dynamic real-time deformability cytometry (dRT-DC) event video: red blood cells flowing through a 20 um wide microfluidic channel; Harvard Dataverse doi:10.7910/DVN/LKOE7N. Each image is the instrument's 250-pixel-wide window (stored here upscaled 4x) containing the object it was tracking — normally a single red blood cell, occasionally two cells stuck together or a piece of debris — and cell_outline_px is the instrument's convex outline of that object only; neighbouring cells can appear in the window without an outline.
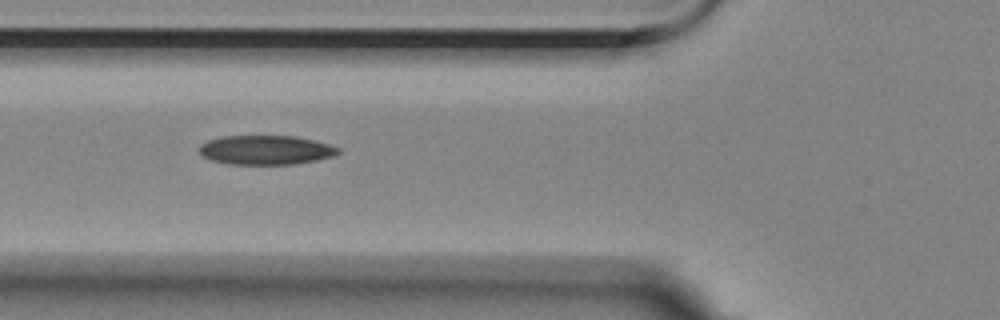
{"species": "Egyptian fruit bat (a non-hibernating species)", "species_latin": "Rousettus aegyptiacus", "temperature_condition": "room temperature", "stored_images_in_passage": 6, "camera_frame_rate_fps": 3000, "um_per_image_px": 0.085, "animal": {"sex": "female"}, "frame": {"image": 1, "passage_image": 5, "time_ms": 5.333, "image_size_px": [1000, 320], "cell_outline_px": [[340, 152], [332, 156], [316, 160], [292, 164], [228, 164], [212, 160], [204, 156], [200, 152], [200, 144], [208, 140], [224, 136], [296, 136], [328, 144], [340, 148]], "centroid_in_image_um": [22.59, 12.74], "position_along_channel_um": 103.2, "area_um2": 23.47}}
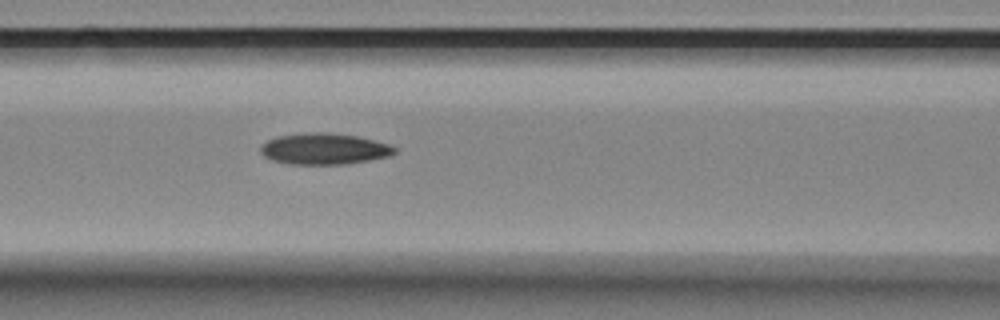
{"frame": {"image": 2, "passage_image": 6, "time_ms": 6.333, "image_size_px": [1000, 320], "cell_outline_px": [[396, 152], [388, 156], [348, 164], [292, 164], [272, 160], [264, 156], [260, 152], [260, 144], [276, 136], [304, 132], [328, 132], [356, 136], [388, 144], [396, 148]], "centroid_in_image_um": [27.5, 12.64], "position_along_channel_um": 139.1, "area_um2": 24.39}}